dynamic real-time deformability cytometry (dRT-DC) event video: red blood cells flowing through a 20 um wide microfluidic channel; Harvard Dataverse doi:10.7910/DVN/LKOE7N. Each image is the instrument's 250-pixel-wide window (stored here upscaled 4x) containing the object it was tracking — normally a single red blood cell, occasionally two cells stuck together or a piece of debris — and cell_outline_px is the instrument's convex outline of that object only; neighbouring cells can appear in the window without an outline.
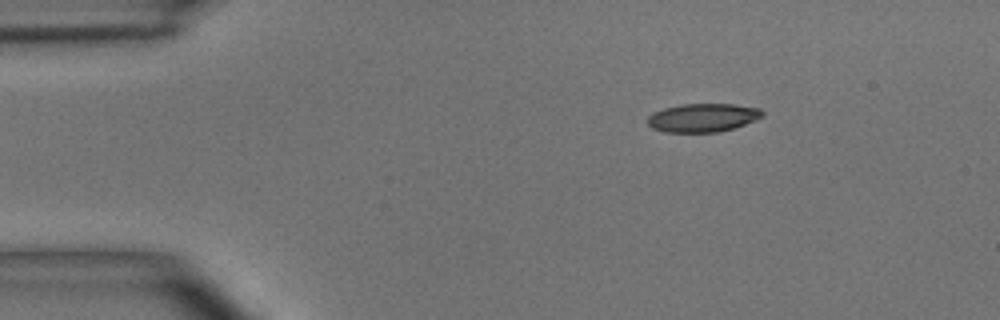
{"species": "common noctule bat (a hibernating species)", "species_latin": "Nyctalus noctula", "temperature_condition": "room temperature", "stored_images_in_passage": 3, "camera_frame_rate_fps": 3000, "um_per_image_px": 0.085, "animal": {"sex": "male", "body_mass_g": 15.6}, "frame": {"image": 1, "passage_image": 1, "time_ms": 0.0, "image_size_px": [1000, 320], "cell_outline_px": [[764, 116], [744, 124], [720, 132], [664, 132], [652, 128], [648, 124], [648, 116], [652, 112], [664, 108], [680, 104], [732, 104], [760, 108], [764, 112]], "centroid_in_image_um": [59.72, 10.0], "position_along_channel_um": 25.3, "area_um2": 19.07}}
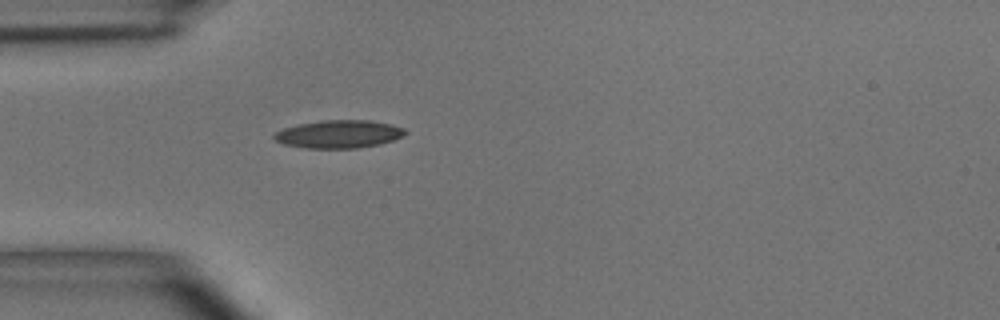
{"frame": {"image": 2, "passage_image": 3, "time_ms": 2.333, "image_size_px": [1000, 320], "cell_outline_px": [[408, 132], [404, 136], [380, 144], [356, 148], [308, 148], [284, 144], [276, 140], [272, 136], [276, 132], [284, 128], [300, 124], [324, 120], [372, 120], [392, 124], [404, 128]], "centroid_in_image_um": [28.85, 11.39], "position_along_channel_um": 56.1, "area_um2": 21.27}}